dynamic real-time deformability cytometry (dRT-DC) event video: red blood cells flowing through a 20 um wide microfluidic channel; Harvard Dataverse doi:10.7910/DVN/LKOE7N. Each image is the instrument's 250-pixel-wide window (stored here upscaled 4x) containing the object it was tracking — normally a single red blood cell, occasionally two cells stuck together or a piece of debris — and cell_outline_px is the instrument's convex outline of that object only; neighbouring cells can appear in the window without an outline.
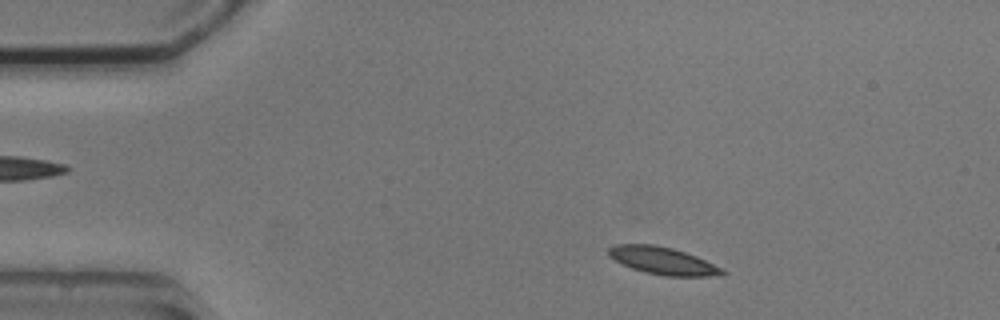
{"species": "common noctule bat (a hibernating species)", "species_latin": "Nyctalus noctula", "temperature_condition": "cold", "stored_images_in_passage": 4, "camera_frame_rate_fps": 3000, "um_per_image_px": 0.085, "animal": {"sex": "male", "body_mass_g": 20.5, "forearm_length_mm": 52.5}, "frame": {"image": 1, "passage_image": 1, "time_ms": 0.0, "image_size_px": [1000, 320], "cell_outline_px": [[728, 272], [708, 276], [668, 276], [644, 272], [632, 268], [608, 256], [608, 248], [616, 244], [652, 244], [672, 248], [696, 256], [724, 268]], "centroid_in_image_um": [56.34, 22.16], "position_along_channel_um": 28.7, "area_um2": 17.98}}
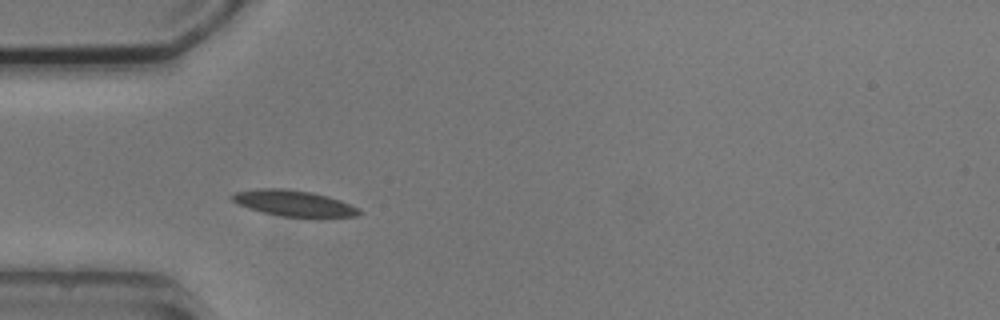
{"frame": {"image": 2, "passage_image": 3, "time_ms": 2.333, "image_size_px": [1000, 320], "cell_outline_px": [[364, 212], [356, 216], [308, 220], [280, 216], [264, 212], [240, 204], [232, 200], [228, 196], [236, 192], [260, 188], [284, 188], [312, 192], [328, 196], [340, 200], [360, 208]], "centroid_in_image_um": [25.09, 17.32], "position_along_channel_um": 59.9, "area_um2": 19.94}}